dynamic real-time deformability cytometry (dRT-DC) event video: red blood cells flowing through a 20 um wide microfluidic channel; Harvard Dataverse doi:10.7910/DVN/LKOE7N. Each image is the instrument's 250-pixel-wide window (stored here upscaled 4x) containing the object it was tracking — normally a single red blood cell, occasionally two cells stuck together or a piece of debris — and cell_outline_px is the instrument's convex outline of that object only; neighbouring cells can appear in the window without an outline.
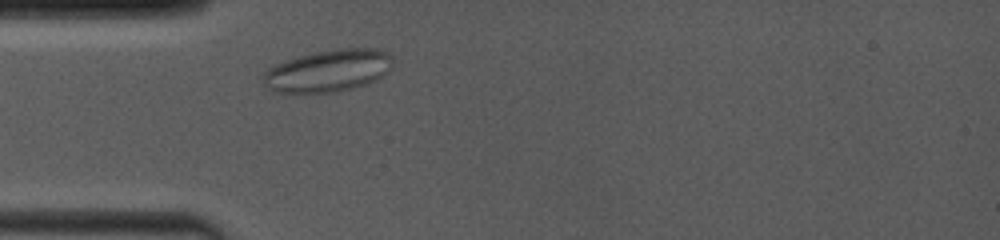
{"species": "common noctule bat (a hibernating species)", "species_latin": "Nyctalus noctula", "temperature_condition": "room temperature", "stored_images_in_passage": 30, "camera_frame_rate_fps": 4000, "um_per_image_px": 0.085, "animal": {"sex": "female", "body_mass_g": 19.0, "forearm_length_mm": 53.3}, "frame": {"image": 1, "passage_image": 3, "time_ms": 1.0, "image_size_px": [1000, 240], "cell_outline_px": [[392, 68], [384, 76], [368, 84], [352, 88], [332, 92], [276, 92], [268, 88], [264, 84], [264, 72], [276, 64], [300, 56], [316, 52], [340, 48], [380, 48], [392, 56]], "centroid_in_image_um": [27.97, 6.0], "position_along_channel_um": 57.0, "area_um2": 31.67}}
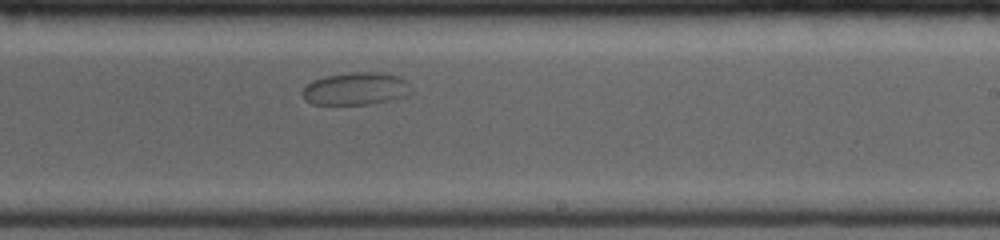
{"frame": {"image": 2, "passage_image": 14, "time_ms": 6.5, "image_size_px": [1000, 240], "cell_outline_px": [[412, 92], [404, 96], [372, 104], [312, 104], [304, 100], [300, 92], [312, 80], [328, 76], [352, 72], [380, 72], [400, 76], [404, 80]], "centroid_in_image_um": [30.2, 7.54], "position_along_channel_um": 258.8, "area_um2": 20.52}}
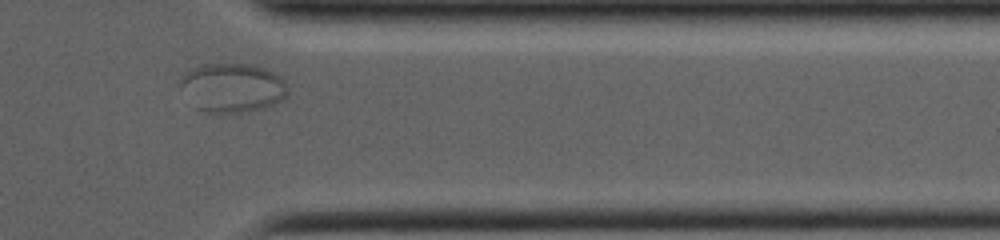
{"frame": {"image": 3, "passage_image": 26, "time_ms": 10.0, "image_size_px": [1000, 240], "cell_outline_px": [[288, 92], [276, 104], [264, 108], [248, 112], [212, 112], [196, 108], [180, 88], [180, 76], [184, 72], [200, 64], [248, 64], [264, 68], [280, 76], [288, 84]], "centroid_in_image_um": [19.75, 7.44], "position_along_channel_um": 391.7, "area_um2": 30.81}}